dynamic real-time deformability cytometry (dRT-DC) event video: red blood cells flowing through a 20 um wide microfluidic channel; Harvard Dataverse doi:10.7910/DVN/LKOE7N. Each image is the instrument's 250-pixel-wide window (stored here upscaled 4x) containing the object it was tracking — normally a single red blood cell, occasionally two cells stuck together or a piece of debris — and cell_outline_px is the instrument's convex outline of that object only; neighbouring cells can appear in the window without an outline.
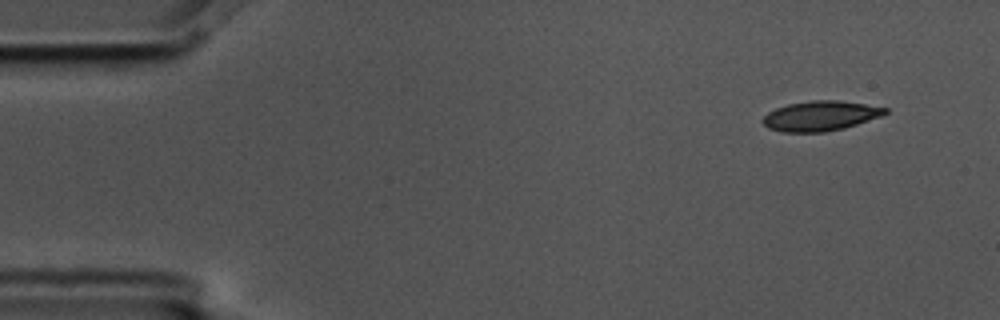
{"species": "common noctule bat (a hibernating species)", "species_latin": "Nyctalus noctula", "temperature_condition": "cold", "stored_images_in_passage": 4, "camera_frame_rate_fps": 3000, "um_per_image_px": 0.085, "animal": {"sex": "male", "body_mass_g": 17.5, "forearm_length_mm": 52.3}, "frame": {"image": 1, "passage_image": 1, "time_ms": 0.0, "image_size_px": [1000, 320], "cell_outline_px": [[888, 112], [880, 116], [844, 128], [824, 132], [784, 132], [768, 128], [760, 120], [768, 112], [776, 108], [788, 104], [812, 100], [840, 100], [888, 108]], "centroid_in_image_um": [69.71, 9.85], "position_along_channel_um": 15.3, "area_um2": 21.21}}
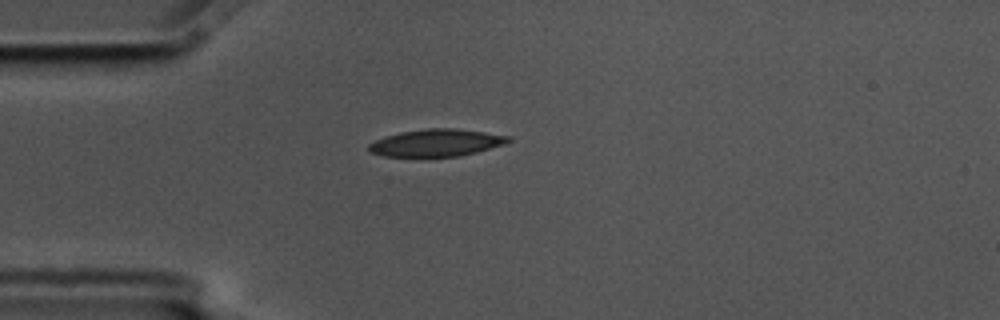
{"frame": {"image": 2, "passage_image": 4, "time_ms": 1.0, "image_size_px": [1000, 320], "cell_outline_px": [[512, 140], [504, 144], [476, 152], [460, 156], [384, 156], [368, 152], [368, 144], [376, 140], [400, 132], [424, 128], [456, 128], [512, 136]], "centroid_in_image_um": [37.1, 12.13], "position_along_channel_um": 47.9, "area_um2": 22.08}}